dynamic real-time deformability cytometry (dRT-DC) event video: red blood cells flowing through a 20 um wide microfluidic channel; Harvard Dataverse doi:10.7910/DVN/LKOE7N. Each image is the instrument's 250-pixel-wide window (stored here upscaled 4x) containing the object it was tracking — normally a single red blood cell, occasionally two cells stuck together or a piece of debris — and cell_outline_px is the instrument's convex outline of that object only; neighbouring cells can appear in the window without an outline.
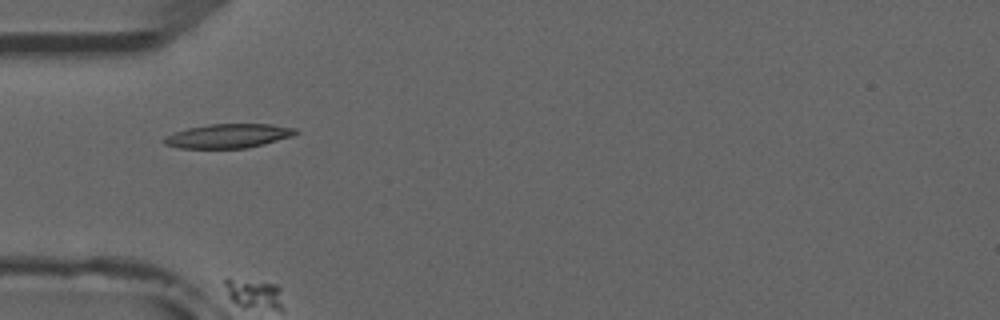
{"species": "common noctule bat (a hibernating species)", "species_latin": "Nyctalus noctula", "temperature_condition": "room temperature", "stored_images_in_passage": 10, "camera_frame_rate_fps": 3000, "um_per_image_px": 0.085, "animal": {"sex": "male", "forearm_length_mm": 52.5}, "frame": {"image": 1, "passage_image": 4, "time_ms": 3.667, "image_size_px": [1000, 320], "cell_outline_px": [[300, 132], [292, 136], [264, 144], [248, 148], [180, 148], [164, 144], [160, 140], [164, 136], [188, 128], [208, 124], [272, 124], [296, 128]], "centroid_in_image_um": [19.4, 11.55], "position_along_channel_um": 65.6, "area_um2": 18.61}}
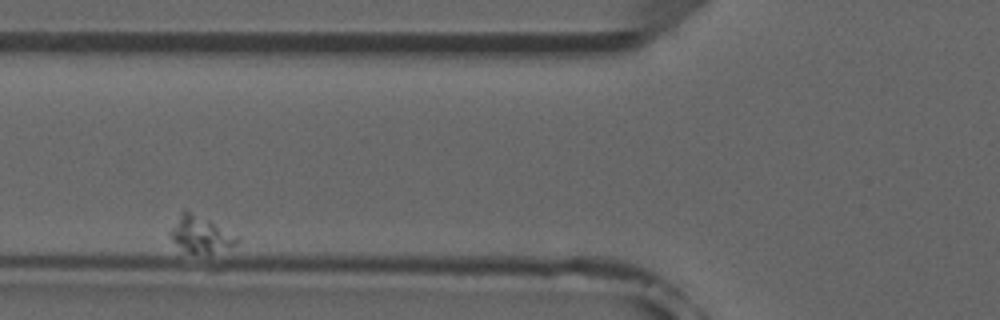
{"frame": {"image": 2, "passage_image": 6, "time_ms": 6.0, "image_size_px": [1000, 320], "cell_outline_px": [[240, 240], [236, 244], [212, 256], [208, 256], [188, 252], [172, 240], [168, 232], [180, 212], [184, 208], [240, 236]], "centroid_in_image_um": [17.07, 19.95], "position_along_channel_um": 108.7, "area_um2": 14.57}}